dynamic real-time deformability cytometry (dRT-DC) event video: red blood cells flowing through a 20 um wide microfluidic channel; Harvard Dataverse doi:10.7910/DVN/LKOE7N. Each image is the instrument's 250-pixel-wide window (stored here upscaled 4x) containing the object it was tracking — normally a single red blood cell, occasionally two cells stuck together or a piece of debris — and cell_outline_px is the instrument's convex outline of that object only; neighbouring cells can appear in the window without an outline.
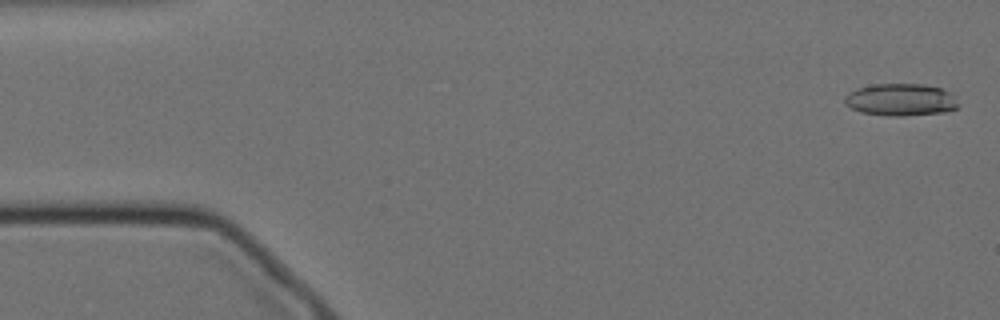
{"species": "Egyptian fruit bat (a non-hibernating species)", "species_latin": "Rousettus aegyptiacus", "temperature_condition": "cold", "stored_images_in_passage": 57, "camera_frame_rate_fps": 3000, "um_per_image_px": 0.085, "animal": {"sex": "female"}, "frame": {"image": 1, "passage_image": 2, "time_ms": 0.333, "image_size_px": [1000, 320], "cell_outline_px": [[960, 104], [956, 108], [944, 112], [904, 116], [888, 116], [860, 112], [844, 104], [844, 96], [848, 92], [856, 88], [872, 84], [924, 84], [940, 88], [952, 92]], "centroid_in_image_um": [76.56, 8.47], "position_along_channel_um": 8.4, "area_um2": 21.68}}
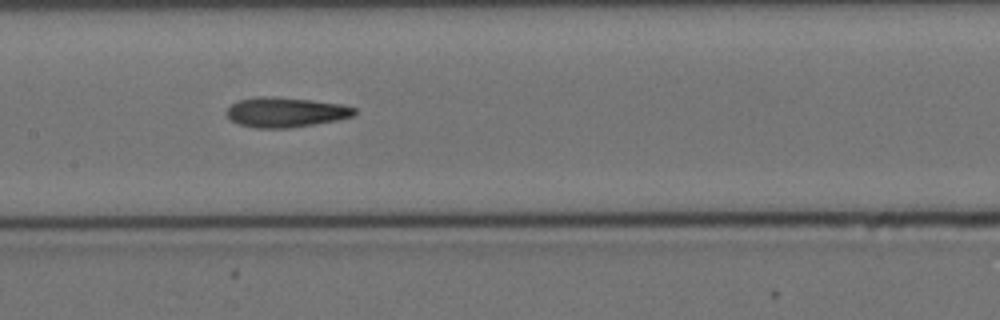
{"frame": {"image": 2, "passage_image": 27, "time_ms": 8.667, "image_size_px": [1000, 320], "cell_outline_px": [[356, 112], [352, 116], [336, 120], [316, 124], [288, 128], [256, 128], [240, 124], [232, 120], [228, 116], [228, 108], [236, 100], [256, 96], [276, 96], [312, 100], [344, 104], [356, 108]], "centroid_in_image_um": [24.29, 9.52], "position_along_channel_um": 183.1, "area_um2": 22.37}}
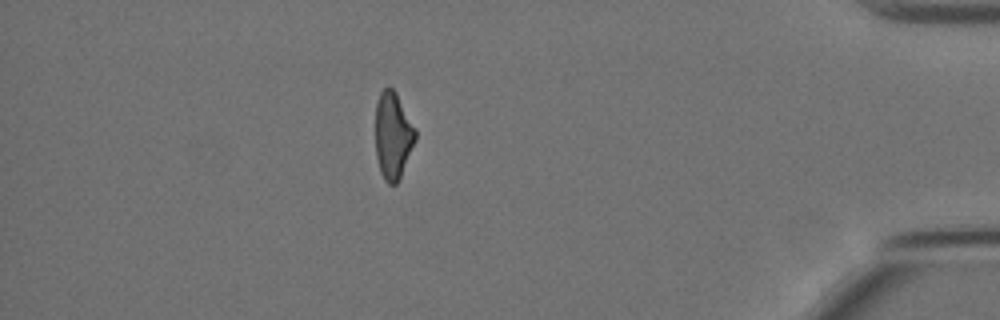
{"frame": {"image": 3, "passage_image": 50, "time_ms": 16.333, "image_size_px": [1000, 320], "cell_outline_px": [[416, 140], [400, 176], [396, 184], [388, 184], [384, 180], [380, 172], [376, 156], [376, 104], [380, 92], [384, 88], [392, 88], [396, 92], [416, 128]], "centroid_in_image_um": [33.4, 11.51], "position_along_channel_um": 401.8, "area_um2": 20.17}, "authors_computed_cell_mechanics": {"area_um2": 21.675, "velocity_mm_per_s": 3.5057, "shape_relaxation_time_tau1_ms": null, "shape_relaxation_time_tau2_ms": 6.34, "deformation_change_tau1": null, "deformation_change_tau2": 0.1786}}